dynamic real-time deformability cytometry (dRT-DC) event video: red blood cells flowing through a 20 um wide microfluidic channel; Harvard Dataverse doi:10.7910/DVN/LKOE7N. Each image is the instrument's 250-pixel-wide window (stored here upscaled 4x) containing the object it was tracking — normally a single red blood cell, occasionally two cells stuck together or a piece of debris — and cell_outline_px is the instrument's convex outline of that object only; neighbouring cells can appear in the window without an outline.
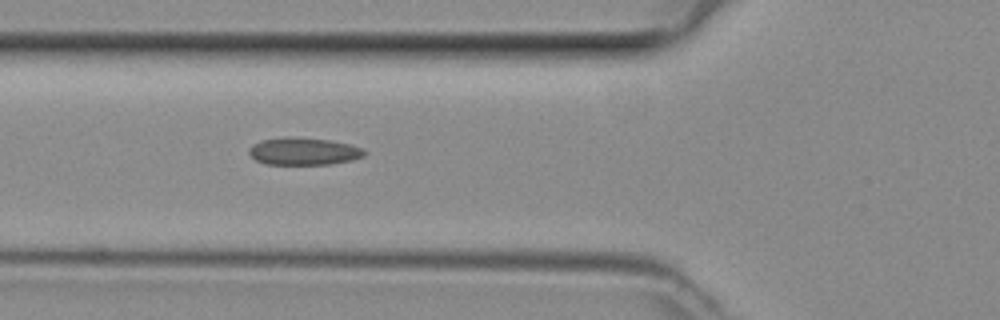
{"species": "common noctule bat (a hibernating species)", "species_latin": "Nyctalus noctula", "temperature_condition": "room temperature", "stored_images_in_passage": 36, "camera_frame_rate_fps": 3000, "um_per_image_px": 0.085, "animal": {"sex": "female", "body_mass_g": 29.2, "forearm_length_mm": 56.3}, "frame": {"image": 1, "passage_image": 7, "time_ms": 2.0, "image_size_px": [1000, 320], "cell_outline_px": [[364, 156], [352, 160], [328, 164], [264, 164], [256, 160], [248, 152], [248, 148], [252, 144], [260, 140], [328, 140], [348, 144], [364, 148]], "centroid_in_image_um": [25.82, 12.91], "position_along_channel_um": 100.0, "area_um2": 17.4}}
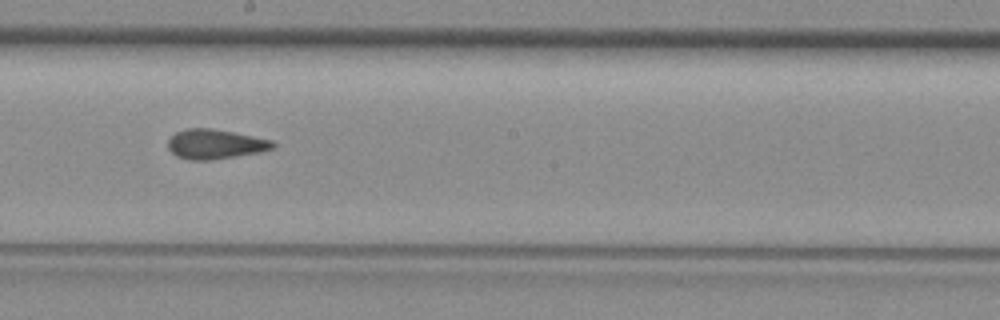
{"frame": {"image": 2, "passage_image": 16, "time_ms": 5.0, "image_size_px": [1000, 320], "cell_outline_px": [[276, 144], [272, 148], [260, 152], [208, 160], [192, 160], [176, 156], [168, 148], [168, 140], [176, 132], [184, 128], [212, 128], [272, 140]], "centroid_in_image_um": [18.26, 12.24], "position_along_channel_um": 229.9, "area_um2": 17.92}}
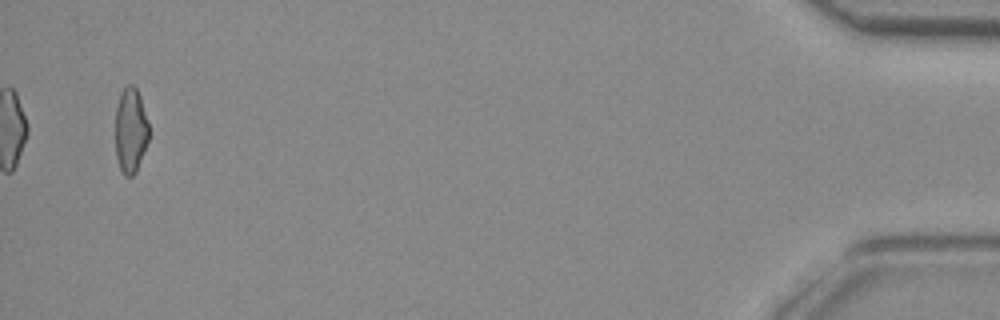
{"frame": {"image": 3, "passage_image": 36, "time_ms": 11.667, "image_size_px": [1000, 320], "cell_outline_px": [[148, 140], [136, 172], [132, 176], [124, 176], [120, 168], [116, 156], [116, 108], [120, 96], [124, 88], [128, 84], [132, 84], [136, 88], [140, 96], [148, 124]], "centroid_in_image_um": [11.1, 11.1], "position_along_channel_um": 424.1, "area_um2": 16.36}}